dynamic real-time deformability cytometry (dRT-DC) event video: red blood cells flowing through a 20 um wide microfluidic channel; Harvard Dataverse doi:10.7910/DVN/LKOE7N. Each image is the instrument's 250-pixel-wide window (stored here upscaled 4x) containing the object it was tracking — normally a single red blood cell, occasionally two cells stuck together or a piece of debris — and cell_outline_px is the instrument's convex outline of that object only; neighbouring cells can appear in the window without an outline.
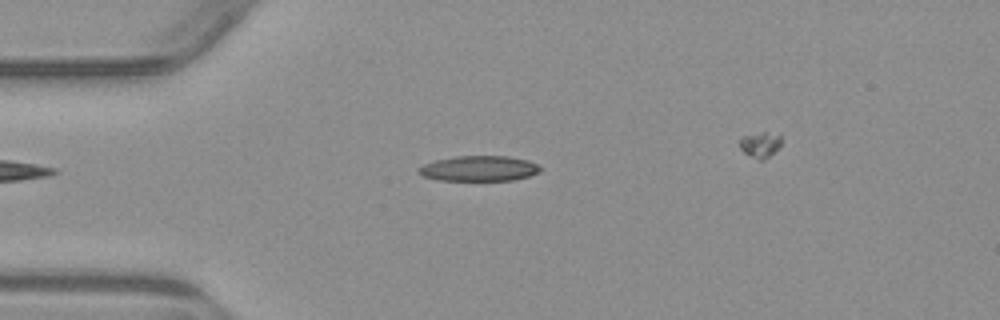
{"species": "common noctule bat (a hibernating species)", "species_latin": "Nyctalus noctula", "temperature_condition": "warm", "stored_images_in_passage": 5, "camera_frame_rate_fps": 3000, "um_per_image_px": 0.085, "animal": {"sex": "male", "body_mass_g": 23.1, "forearm_length_mm": 52.7}, "frame": {"image": 1, "passage_image": 3, "time_ms": 2.333, "image_size_px": [1000, 320], "cell_outline_px": [[544, 168], [540, 172], [528, 176], [512, 180], [436, 180], [424, 176], [416, 172], [416, 168], [424, 164], [436, 160], [456, 156], [508, 156], [528, 160], [540, 164]], "centroid_in_image_um": [40.74, 14.31], "position_along_channel_um": 44.3, "area_um2": 18.15}}
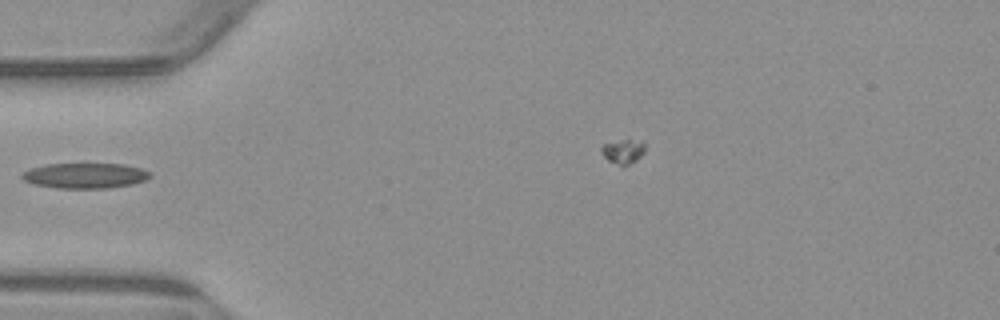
{"frame": {"image": 2, "passage_image": 4, "time_ms": 3.667, "image_size_px": [1000, 320], "cell_outline_px": [[152, 176], [144, 180], [132, 184], [108, 188], [56, 188], [36, 184], [24, 180], [20, 176], [28, 168], [44, 164], [124, 164], [140, 168], [148, 172]], "centroid_in_image_um": [7.2, 14.92], "position_along_channel_um": 77.8, "area_um2": 18.79}}